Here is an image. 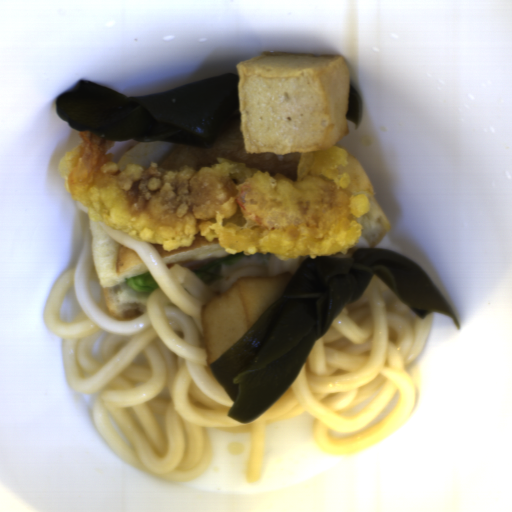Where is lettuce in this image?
Instances as JSON below:
<instances>
[{
    "label": "lettuce",
    "instance_id": "1",
    "mask_svg": "<svg viewBox=\"0 0 512 512\" xmlns=\"http://www.w3.org/2000/svg\"><path fill=\"white\" fill-rule=\"evenodd\" d=\"M270 258L271 252H267L266 254H263V252H258L253 253L250 256H246L242 251L235 255L218 258L210 263L196 268L193 272L199 281L207 287L227 276L235 268V266L242 261L251 259L256 263L263 265L269 264Z\"/></svg>",
    "mask_w": 512,
    "mask_h": 512
},
{
    "label": "lettuce",
    "instance_id": "2",
    "mask_svg": "<svg viewBox=\"0 0 512 512\" xmlns=\"http://www.w3.org/2000/svg\"><path fill=\"white\" fill-rule=\"evenodd\" d=\"M123 282L138 293L147 294L153 292L158 287L153 275L149 271L141 275L129 277Z\"/></svg>",
    "mask_w": 512,
    "mask_h": 512
}]
</instances>
